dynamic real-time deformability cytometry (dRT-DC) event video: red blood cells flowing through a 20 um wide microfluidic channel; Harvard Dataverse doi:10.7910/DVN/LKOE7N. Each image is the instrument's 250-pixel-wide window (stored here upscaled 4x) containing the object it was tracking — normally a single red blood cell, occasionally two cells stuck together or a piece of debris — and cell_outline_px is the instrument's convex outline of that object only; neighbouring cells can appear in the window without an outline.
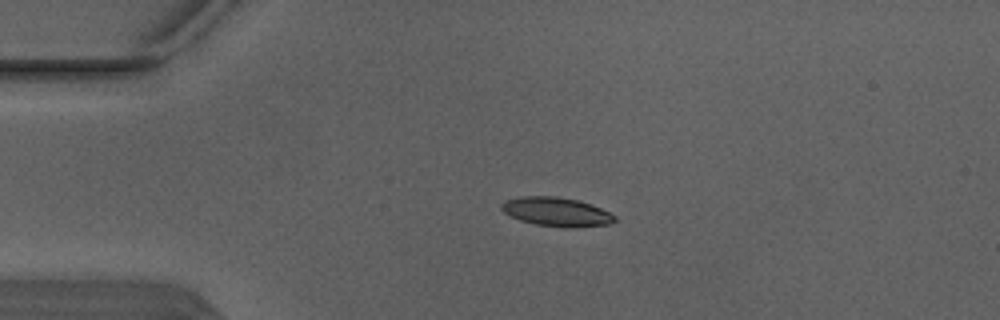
{"species": "Egyptian fruit bat (a non-hibernating species)", "species_latin": "Rousettus aegyptiacus", "temperature_condition": "warm", "stored_images_in_passage": 2, "camera_frame_rate_fps": 3000, "um_per_image_px": 0.085, "animal": {"sex": "male"}, "frame": {"image": 1, "passage_image": 1, "time_ms": 0.0, "image_size_px": [1000, 320], "cell_outline_px": [[616, 220], [612, 224], [572, 228], [568, 228], [536, 224], [520, 220], [508, 216], [500, 208], [500, 204], [504, 200], [520, 196], [556, 196], [576, 200], [592, 204], [616, 216]], "centroid_in_image_um": [47.28, 18.0], "position_along_channel_um": 37.7, "area_um2": 19.31}}